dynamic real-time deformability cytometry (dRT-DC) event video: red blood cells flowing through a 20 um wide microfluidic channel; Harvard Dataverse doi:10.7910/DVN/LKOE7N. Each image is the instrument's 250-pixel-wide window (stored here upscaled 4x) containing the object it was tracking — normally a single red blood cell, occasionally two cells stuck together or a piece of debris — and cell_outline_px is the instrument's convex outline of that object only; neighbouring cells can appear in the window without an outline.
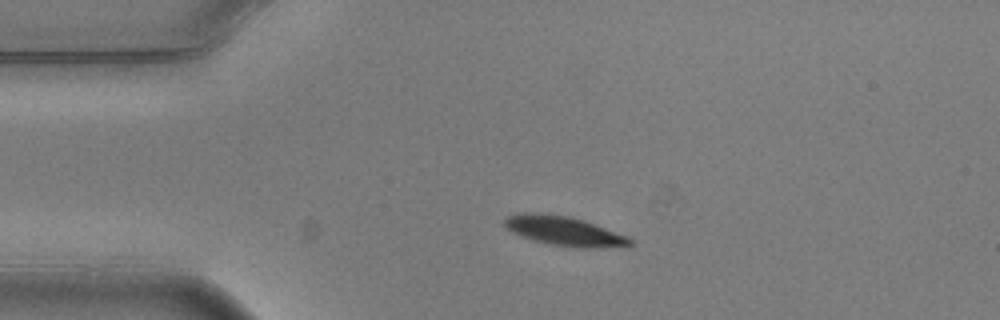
{"species": "common noctule bat (a hibernating species)", "species_latin": "Nyctalus noctula", "temperature_condition": "warm", "stored_images_in_passage": 5, "camera_frame_rate_fps": 3000, "um_per_image_px": 0.085, "animal": {"sex": "male", "body_mass_g": 20.5, "forearm_length_mm": 52.5}, "frame": {"image": 1, "passage_image": 4, "time_ms": 1.0, "image_size_px": [1000, 320], "cell_outline_px": [[632, 244], [600, 248], [580, 248], [552, 244], [532, 240], [512, 232], [504, 224], [504, 220], [508, 216], [524, 212], [540, 212], [568, 216], [584, 220], [628, 236], [632, 240]], "centroid_in_image_um": [47.94, 19.62], "position_along_channel_um": 37.1, "area_um2": 21.33}}